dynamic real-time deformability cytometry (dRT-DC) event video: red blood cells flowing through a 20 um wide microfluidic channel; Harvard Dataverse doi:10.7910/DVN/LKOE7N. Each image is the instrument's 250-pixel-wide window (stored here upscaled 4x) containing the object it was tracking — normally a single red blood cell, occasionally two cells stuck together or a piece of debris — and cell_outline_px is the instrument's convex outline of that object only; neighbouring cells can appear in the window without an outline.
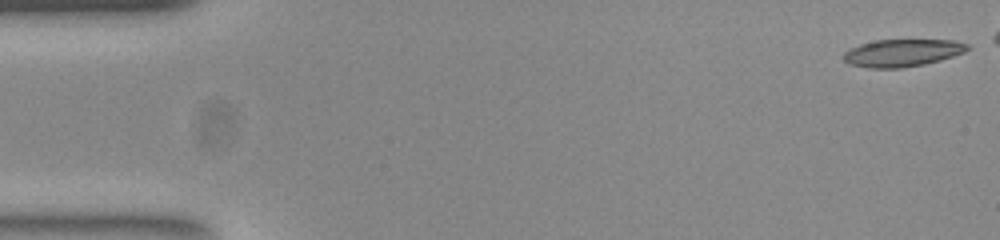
{"species": "common noctule bat (a hibernating species)", "species_latin": "Nyctalus noctula", "temperature_condition": "room temperature", "stored_images_in_passage": 48, "camera_frame_rate_fps": 3000, "um_per_image_px": 0.085, "animal": {"sex": "female", "body_mass_g": 23.0, "forearm_length_mm": 53.4}, "frame": {"image": 1, "passage_image": 1, "time_ms": 0.0, "image_size_px": [1000, 240], "cell_outline_px": [[968, 48], [964, 52], [940, 60], [924, 64], [900, 68], [868, 68], [848, 64], [844, 60], [844, 52], [860, 44], [876, 40], [952, 40], [968, 44]], "centroid_in_image_um": [76.67, 4.5], "position_along_channel_um": 8.3, "area_um2": 19.59}}
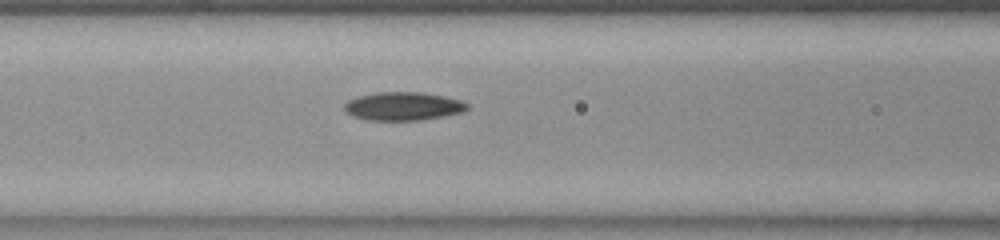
{"frame": {"image": 2, "passage_image": 21, "time_ms": 6.667, "image_size_px": [1000, 240], "cell_outline_px": [[468, 108], [464, 112], [444, 116], [420, 120], [368, 120], [352, 116], [344, 112], [344, 104], [348, 100], [356, 96], [376, 92], [420, 92], [444, 96], [460, 100], [468, 104]], "centroid_in_image_um": [34.23, 9.03], "position_along_channel_um": 132.4, "area_um2": 20.46}}
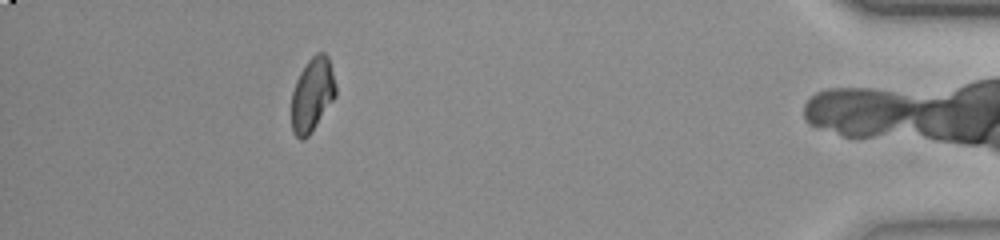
{"frame": {"image": 3, "passage_image": 47, "time_ms": 15.333, "image_size_px": [1000, 240], "cell_outline_px": [[336, 96], [308, 136], [304, 140], [300, 140], [292, 132], [292, 92], [296, 80], [300, 72], [308, 60], [316, 52], [324, 52], [328, 56], [336, 84]], "centroid_in_image_um": [26.54, 8.03], "position_along_channel_um": 408.7, "area_um2": 19.02}, "authors_computed_cell_mechanics": {"area_um2": 20.3167, "velocity_mm_per_s": 3.871, "shape_relaxation_time_tau1_ms": null, "shape_relaxation_time_tau2_ms": 9.6331, "deformation_change_tau1": null, "deformation_change_tau2": 0.1414}}